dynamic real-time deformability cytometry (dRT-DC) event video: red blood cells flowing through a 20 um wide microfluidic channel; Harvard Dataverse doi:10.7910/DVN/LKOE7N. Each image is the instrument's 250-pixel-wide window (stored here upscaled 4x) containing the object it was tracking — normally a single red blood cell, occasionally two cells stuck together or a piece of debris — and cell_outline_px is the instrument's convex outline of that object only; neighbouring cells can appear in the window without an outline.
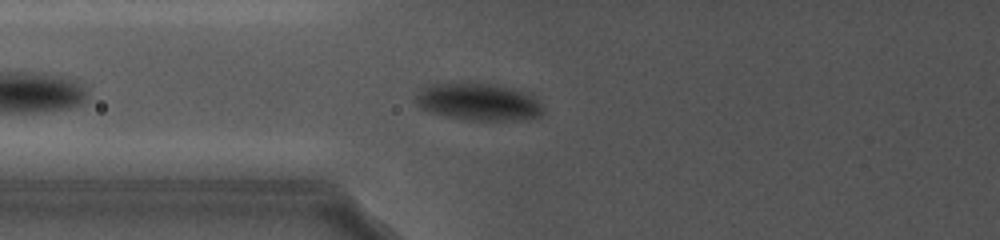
{"species": "common noctule bat (a hibernating species)", "species_latin": "Nyctalus noctula", "temperature_condition": "cold", "stored_images_in_passage": 32, "camera_frame_rate_fps": 5000, "um_per_image_px": 0.085, "animal": {"sex": "female", "body_mass_g": 19.0, "forearm_length_mm": 56.7}, "frame": {"image": 1, "passage_image": 10, "time_ms": 2.6, "image_size_px": [1000, 240], "cell_outline_px": [[544, 108], [540, 116], [516, 120], [464, 120], [444, 116], [420, 108], [416, 100], [428, 84], [496, 84], [528, 92]], "centroid_in_image_um": [40.72, 8.68], "position_along_channel_um": 85.1, "area_um2": 27.11}}